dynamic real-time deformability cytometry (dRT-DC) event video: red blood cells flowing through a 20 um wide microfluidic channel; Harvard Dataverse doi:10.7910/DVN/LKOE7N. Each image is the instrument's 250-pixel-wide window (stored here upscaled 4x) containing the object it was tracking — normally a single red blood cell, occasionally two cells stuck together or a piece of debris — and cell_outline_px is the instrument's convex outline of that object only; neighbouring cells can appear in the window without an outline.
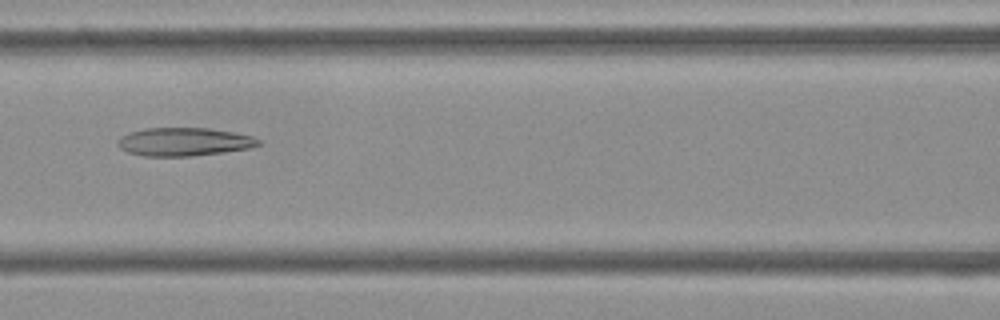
{"species": "Egyptian fruit bat (a non-hibernating species)", "species_latin": "Rousettus aegyptiacus", "temperature_condition": "cold", "stored_images_in_passage": 53, "camera_frame_rate_fps": 3000, "um_per_image_px": 0.085, "frame": {"image": 1, "passage_image": 23, "time_ms": 7.333, "image_size_px": [1000, 320], "cell_outline_px": [[260, 144], [252, 148], [224, 152], [192, 156], [144, 156], [128, 152], [120, 148], [116, 144], [120, 136], [144, 128], [208, 128], [232, 132], [252, 136], [260, 140]], "centroid_in_image_um": [15.64, 12.06], "position_along_channel_um": 151.0, "area_um2": 23.18}}
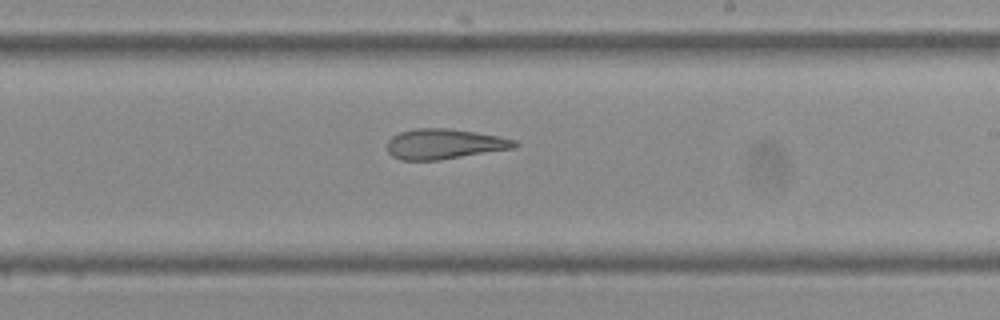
{"frame": {"image": 2, "passage_image": 31, "time_ms": 10.0, "image_size_px": [1000, 320], "cell_outline_px": [[520, 144], [516, 148], [440, 160], [400, 160], [392, 156], [388, 152], [388, 140], [392, 136], [400, 132], [416, 128], [448, 128], [476, 132], [500, 136], [516, 140]], "centroid_in_image_um": [37.8, 12.24], "position_along_channel_um": 251.2, "area_um2": 22.66}}
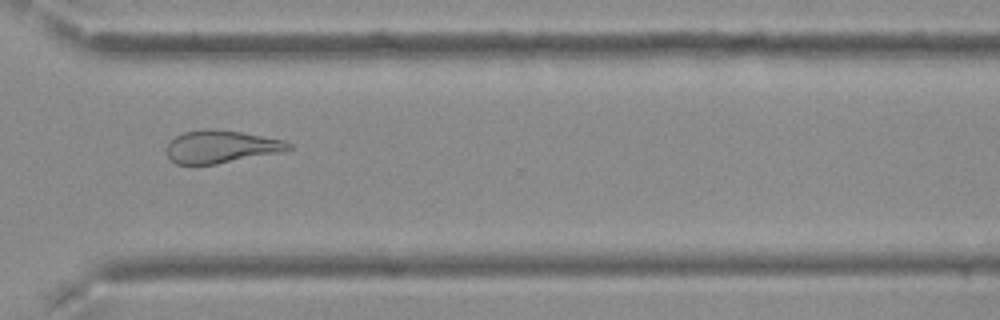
{"frame": {"image": 3, "passage_image": 39, "time_ms": 12.667, "image_size_px": [1000, 320], "cell_outline_px": [[292, 148], [276, 152], [216, 164], [176, 164], [168, 156], [164, 148], [176, 136], [184, 132], [204, 128], [212, 128], [240, 132], [284, 140], [292, 144]], "centroid_in_image_um": [18.73, 12.45], "position_along_channel_um": 351.9, "area_um2": 22.89}, "authors_computed_cell_mechanics": {"area_um2": 25.6632, "velocity_mm_per_s": 3.7722, "shape_relaxation_time_tau1_ms": null, "shape_relaxation_time_tau2_ms": 5.0838, "deformation_change_tau1": null, "deformation_change_tau2": 0.1523}}